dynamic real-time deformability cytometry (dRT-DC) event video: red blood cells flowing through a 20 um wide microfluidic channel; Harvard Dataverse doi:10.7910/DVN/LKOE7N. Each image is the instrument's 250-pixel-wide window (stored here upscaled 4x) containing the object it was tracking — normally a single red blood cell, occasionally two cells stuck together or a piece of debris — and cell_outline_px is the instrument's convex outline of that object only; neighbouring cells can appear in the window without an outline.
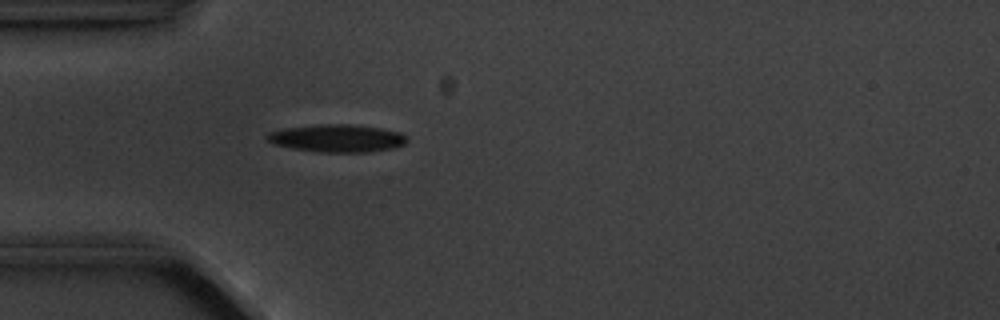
{"species": "common noctule bat (a hibernating species)", "species_latin": "Nyctalus noctula", "temperature_condition": "cold", "stored_images_in_passage": 5, "camera_frame_rate_fps": 3000, "um_per_image_px": 0.085, "animal": {"sex": "male", "body_mass_g": 20.1, "forearm_length_mm": 53.5}, "frame": {"image": 1, "passage_image": 5, "time_ms": 4.667, "image_size_px": [1000, 320], "cell_outline_px": [[408, 140], [404, 144], [392, 148], [368, 152], [320, 152], [292, 148], [276, 144], [268, 140], [264, 136], [268, 132], [280, 128], [316, 124], [352, 124], [380, 128], [400, 132]], "centroid_in_image_um": [28.61, 11.74], "position_along_channel_um": 56.4, "area_um2": 22.6}}